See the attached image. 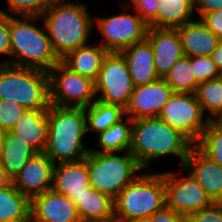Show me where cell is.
<instances>
[{
	"instance_id": "42",
	"label": "cell",
	"mask_w": 222,
	"mask_h": 222,
	"mask_svg": "<svg viewBox=\"0 0 222 222\" xmlns=\"http://www.w3.org/2000/svg\"><path fill=\"white\" fill-rule=\"evenodd\" d=\"M13 184V178L0 165V189L6 188Z\"/></svg>"
},
{
	"instance_id": "11",
	"label": "cell",
	"mask_w": 222,
	"mask_h": 222,
	"mask_svg": "<svg viewBox=\"0 0 222 222\" xmlns=\"http://www.w3.org/2000/svg\"><path fill=\"white\" fill-rule=\"evenodd\" d=\"M158 118L179 130L194 145L200 140L208 122L195 94L179 92L172 94Z\"/></svg>"
},
{
	"instance_id": "19",
	"label": "cell",
	"mask_w": 222,
	"mask_h": 222,
	"mask_svg": "<svg viewBox=\"0 0 222 222\" xmlns=\"http://www.w3.org/2000/svg\"><path fill=\"white\" fill-rule=\"evenodd\" d=\"M30 145L37 153L44 152L48 143V109H26L10 131Z\"/></svg>"
},
{
	"instance_id": "18",
	"label": "cell",
	"mask_w": 222,
	"mask_h": 222,
	"mask_svg": "<svg viewBox=\"0 0 222 222\" xmlns=\"http://www.w3.org/2000/svg\"><path fill=\"white\" fill-rule=\"evenodd\" d=\"M90 187L87 155L79 161L55 164L52 184L54 191L68 196L76 204Z\"/></svg>"
},
{
	"instance_id": "20",
	"label": "cell",
	"mask_w": 222,
	"mask_h": 222,
	"mask_svg": "<svg viewBox=\"0 0 222 222\" xmlns=\"http://www.w3.org/2000/svg\"><path fill=\"white\" fill-rule=\"evenodd\" d=\"M134 87L159 79L155 71L154 53L150 42L145 39L122 49Z\"/></svg>"
},
{
	"instance_id": "33",
	"label": "cell",
	"mask_w": 222,
	"mask_h": 222,
	"mask_svg": "<svg viewBox=\"0 0 222 222\" xmlns=\"http://www.w3.org/2000/svg\"><path fill=\"white\" fill-rule=\"evenodd\" d=\"M191 65L194 70V76L198 83L208 80H214L221 77V71L213 62L211 56L191 57Z\"/></svg>"
},
{
	"instance_id": "12",
	"label": "cell",
	"mask_w": 222,
	"mask_h": 222,
	"mask_svg": "<svg viewBox=\"0 0 222 222\" xmlns=\"http://www.w3.org/2000/svg\"><path fill=\"white\" fill-rule=\"evenodd\" d=\"M181 171L184 173L183 167L179 171L164 172L166 206L188 217L191 213L206 208L213 202L190 173L188 176H183L180 175Z\"/></svg>"
},
{
	"instance_id": "35",
	"label": "cell",
	"mask_w": 222,
	"mask_h": 222,
	"mask_svg": "<svg viewBox=\"0 0 222 222\" xmlns=\"http://www.w3.org/2000/svg\"><path fill=\"white\" fill-rule=\"evenodd\" d=\"M121 5L124 0H121ZM126 1V0H125ZM133 3L135 12L146 22L149 27H156L158 0H128Z\"/></svg>"
},
{
	"instance_id": "30",
	"label": "cell",
	"mask_w": 222,
	"mask_h": 222,
	"mask_svg": "<svg viewBox=\"0 0 222 222\" xmlns=\"http://www.w3.org/2000/svg\"><path fill=\"white\" fill-rule=\"evenodd\" d=\"M173 92L195 94L199 83L194 76L191 57L183 55L163 78Z\"/></svg>"
},
{
	"instance_id": "16",
	"label": "cell",
	"mask_w": 222,
	"mask_h": 222,
	"mask_svg": "<svg viewBox=\"0 0 222 222\" xmlns=\"http://www.w3.org/2000/svg\"><path fill=\"white\" fill-rule=\"evenodd\" d=\"M183 171H189L213 203H222V166L206 156L196 145L190 148Z\"/></svg>"
},
{
	"instance_id": "7",
	"label": "cell",
	"mask_w": 222,
	"mask_h": 222,
	"mask_svg": "<svg viewBox=\"0 0 222 222\" xmlns=\"http://www.w3.org/2000/svg\"><path fill=\"white\" fill-rule=\"evenodd\" d=\"M89 184L99 192L114 199L121 190L142 172L135 157L128 151L125 155L118 152L87 154ZM138 172V173H137Z\"/></svg>"
},
{
	"instance_id": "46",
	"label": "cell",
	"mask_w": 222,
	"mask_h": 222,
	"mask_svg": "<svg viewBox=\"0 0 222 222\" xmlns=\"http://www.w3.org/2000/svg\"><path fill=\"white\" fill-rule=\"evenodd\" d=\"M96 222H117L115 219L108 220V221H96Z\"/></svg>"
},
{
	"instance_id": "41",
	"label": "cell",
	"mask_w": 222,
	"mask_h": 222,
	"mask_svg": "<svg viewBox=\"0 0 222 222\" xmlns=\"http://www.w3.org/2000/svg\"><path fill=\"white\" fill-rule=\"evenodd\" d=\"M211 58L222 73V40L218 44L217 48L212 52Z\"/></svg>"
},
{
	"instance_id": "22",
	"label": "cell",
	"mask_w": 222,
	"mask_h": 222,
	"mask_svg": "<svg viewBox=\"0 0 222 222\" xmlns=\"http://www.w3.org/2000/svg\"><path fill=\"white\" fill-rule=\"evenodd\" d=\"M107 50L97 45L89 44L69 52L61 61L73 72L95 81L102 67Z\"/></svg>"
},
{
	"instance_id": "43",
	"label": "cell",
	"mask_w": 222,
	"mask_h": 222,
	"mask_svg": "<svg viewBox=\"0 0 222 222\" xmlns=\"http://www.w3.org/2000/svg\"><path fill=\"white\" fill-rule=\"evenodd\" d=\"M4 136H5V132L2 129H0V150L2 147Z\"/></svg>"
},
{
	"instance_id": "24",
	"label": "cell",
	"mask_w": 222,
	"mask_h": 222,
	"mask_svg": "<svg viewBox=\"0 0 222 222\" xmlns=\"http://www.w3.org/2000/svg\"><path fill=\"white\" fill-rule=\"evenodd\" d=\"M37 152L21 138L6 132L0 150V165L14 178Z\"/></svg>"
},
{
	"instance_id": "26",
	"label": "cell",
	"mask_w": 222,
	"mask_h": 222,
	"mask_svg": "<svg viewBox=\"0 0 222 222\" xmlns=\"http://www.w3.org/2000/svg\"><path fill=\"white\" fill-rule=\"evenodd\" d=\"M193 0H158L156 28H177L194 20Z\"/></svg>"
},
{
	"instance_id": "37",
	"label": "cell",
	"mask_w": 222,
	"mask_h": 222,
	"mask_svg": "<svg viewBox=\"0 0 222 222\" xmlns=\"http://www.w3.org/2000/svg\"><path fill=\"white\" fill-rule=\"evenodd\" d=\"M0 54L11 57L10 14L0 9Z\"/></svg>"
},
{
	"instance_id": "38",
	"label": "cell",
	"mask_w": 222,
	"mask_h": 222,
	"mask_svg": "<svg viewBox=\"0 0 222 222\" xmlns=\"http://www.w3.org/2000/svg\"><path fill=\"white\" fill-rule=\"evenodd\" d=\"M150 222H188L187 217L174 212L168 206L157 210L150 218Z\"/></svg>"
},
{
	"instance_id": "39",
	"label": "cell",
	"mask_w": 222,
	"mask_h": 222,
	"mask_svg": "<svg viewBox=\"0 0 222 222\" xmlns=\"http://www.w3.org/2000/svg\"><path fill=\"white\" fill-rule=\"evenodd\" d=\"M201 21L213 34L222 40V10L203 15Z\"/></svg>"
},
{
	"instance_id": "14",
	"label": "cell",
	"mask_w": 222,
	"mask_h": 222,
	"mask_svg": "<svg viewBox=\"0 0 222 222\" xmlns=\"http://www.w3.org/2000/svg\"><path fill=\"white\" fill-rule=\"evenodd\" d=\"M54 166L53 161L44 152H38L13 178V185L31 200L52 189Z\"/></svg>"
},
{
	"instance_id": "44",
	"label": "cell",
	"mask_w": 222,
	"mask_h": 222,
	"mask_svg": "<svg viewBox=\"0 0 222 222\" xmlns=\"http://www.w3.org/2000/svg\"><path fill=\"white\" fill-rule=\"evenodd\" d=\"M117 222H150V221L149 219H139V220L117 221Z\"/></svg>"
},
{
	"instance_id": "27",
	"label": "cell",
	"mask_w": 222,
	"mask_h": 222,
	"mask_svg": "<svg viewBox=\"0 0 222 222\" xmlns=\"http://www.w3.org/2000/svg\"><path fill=\"white\" fill-rule=\"evenodd\" d=\"M84 109L87 133L93 131L99 134L126 117L123 107L103 103L97 99Z\"/></svg>"
},
{
	"instance_id": "31",
	"label": "cell",
	"mask_w": 222,
	"mask_h": 222,
	"mask_svg": "<svg viewBox=\"0 0 222 222\" xmlns=\"http://www.w3.org/2000/svg\"><path fill=\"white\" fill-rule=\"evenodd\" d=\"M195 145L222 166V118L208 120L200 140Z\"/></svg>"
},
{
	"instance_id": "9",
	"label": "cell",
	"mask_w": 222,
	"mask_h": 222,
	"mask_svg": "<svg viewBox=\"0 0 222 222\" xmlns=\"http://www.w3.org/2000/svg\"><path fill=\"white\" fill-rule=\"evenodd\" d=\"M94 83L97 100L126 109L134 85L121 52H107Z\"/></svg>"
},
{
	"instance_id": "10",
	"label": "cell",
	"mask_w": 222,
	"mask_h": 222,
	"mask_svg": "<svg viewBox=\"0 0 222 222\" xmlns=\"http://www.w3.org/2000/svg\"><path fill=\"white\" fill-rule=\"evenodd\" d=\"M126 8L120 14L94 18V26L103 34L99 45L108 52H120L147 38L149 26L137 13H128Z\"/></svg>"
},
{
	"instance_id": "34",
	"label": "cell",
	"mask_w": 222,
	"mask_h": 222,
	"mask_svg": "<svg viewBox=\"0 0 222 222\" xmlns=\"http://www.w3.org/2000/svg\"><path fill=\"white\" fill-rule=\"evenodd\" d=\"M25 110V107L13 101L0 99V129L5 133L10 132Z\"/></svg>"
},
{
	"instance_id": "3",
	"label": "cell",
	"mask_w": 222,
	"mask_h": 222,
	"mask_svg": "<svg viewBox=\"0 0 222 222\" xmlns=\"http://www.w3.org/2000/svg\"><path fill=\"white\" fill-rule=\"evenodd\" d=\"M48 123V143L44 153L54 164L86 158L90 148L83 145L87 134L84 108L50 104Z\"/></svg>"
},
{
	"instance_id": "29",
	"label": "cell",
	"mask_w": 222,
	"mask_h": 222,
	"mask_svg": "<svg viewBox=\"0 0 222 222\" xmlns=\"http://www.w3.org/2000/svg\"><path fill=\"white\" fill-rule=\"evenodd\" d=\"M195 96L208 120L222 118V77L199 83Z\"/></svg>"
},
{
	"instance_id": "25",
	"label": "cell",
	"mask_w": 222,
	"mask_h": 222,
	"mask_svg": "<svg viewBox=\"0 0 222 222\" xmlns=\"http://www.w3.org/2000/svg\"><path fill=\"white\" fill-rule=\"evenodd\" d=\"M132 125L133 120L126 116L125 119L97 134L100 149L90 148L89 151L98 153L128 152L131 147Z\"/></svg>"
},
{
	"instance_id": "45",
	"label": "cell",
	"mask_w": 222,
	"mask_h": 222,
	"mask_svg": "<svg viewBox=\"0 0 222 222\" xmlns=\"http://www.w3.org/2000/svg\"><path fill=\"white\" fill-rule=\"evenodd\" d=\"M5 222H32L31 219H18L14 221H5Z\"/></svg>"
},
{
	"instance_id": "6",
	"label": "cell",
	"mask_w": 222,
	"mask_h": 222,
	"mask_svg": "<svg viewBox=\"0 0 222 222\" xmlns=\"http://www.w3.org/2000/svg\"><path fill=\"white\" fill-rule=\"evenodd\" d=\"M0 99L26 109L46 110L50 106L48 72L10 64H0Z\"/></svg>"
},
{
	"instance_id": "5",
	"label": "cell",
	"mask_w": 222,
	"mask_h": 222,
	"mask_svg": "<svg viewBox=\"0 0 222 222\" xmlns=\"http://www.w3.org/2000/svg\"><path fill=\"white\" fill-rule=\"evenodd\" d=\"M138 174L113 199L114 219H149L166 205L164 172Z\"/></svg>"
},
{
	"instance_id": "8",
	"label": "cell",
	"mask_w": 222,
	"mask_h": 222,
	"mask_svg": "<svg viewBox=\"0 0 222 222\" xmlns=\"http://www.w3.org/2000/svg\"><path fill=\"white\" fill-rule=\"evenodd\" d=\"M48 76L51 105L86 108L97 99L94 81L73 72L61 60Z\"/></svg>"
},
{
	"instance_id": "36",
	"label": "cell",
	"mask_w": 222,
	"mask_h": 222,
	"mask_svg": "<svg viewBox=\"0 0 222 222\" xmlns=\"http://www.w3.org/2000/svg\"><path fill=\"white\" fill-rule=\"evenodd\" d=\"M188 222H222V203H212L210 206L191 213Z\"/></svg>"
},
{
	"instance_id": "40",
	"label": "cell",
	"mask_w": 222,
	"mask_h": 222,
	"mask_svg": "<svg viewBox=\"0 0 222 222\" xmlns=\"http://www.w3.org/2000/svg\"><path fill=\"white\" fill-rule=\"evenodd\" d=\"M193 9L200 13V19L203 15L222 10V0H193Z\"/></svg>"
},
{
	"instance_id": "4",
	"label": "cell",
	"mask_w": 222,
	"mask_h": 222,
	"mask_svg": "<svg viewBox=\"0 0 222 222\" xmlns=\"http://www.w3.org/2000/svg\"><path fill=\"white\" fill-rule=\"evenodd\" d=\"M21 17V19L19 18ZM41 16L10 15L11 56L6 62L18 67L49 71L60 59L55 54L44 23L36 25ZM35 23V24H34Z\"/></svg>"
},
{
	"instance_id": "28",
	"label": "cell",
	"mask_w": 222,
	"mask_h": 222,
	"mask_svg": "<svg viewBox=\"0 0 222 222\" xmlns=\"http://www.w3.org/2000/svg\"><path fill=\"white\" fill-rule=\"evenodd\" d=\"M31 200L13 184L0 189V222L31 219Z\"/></svg>"
},
{
	"instance_id": "23",
	"label": "cell",
	"mask_w": 222,
	"mask_h": 222,
	"mask_svg": "<svg viewBox=\"0 0 222 222\" xmlns=\"http://www.w3.org/2000/svg\"><path fill=\"white\" fill-rule=\"evenodd\" d=\"M81 222L108 221L114 219L113 199L90 187L75 204Z\"/></svg>"
},
{
	"instance_id": "32",
	"label": "cell",
	"mask_w": 222,
	"mask_h": 222,
	"mask_svg": "<svg viewBox=\"0 0 222 222\" xmlns=\"http://www.w3.org/2000/svg\"><path fill=\"white\" fill-rule=\"evenodd\" d=\"M54 0H6L12 16H41Z\"/></svg>"
},
{
	"instance_id": "1",
	"label": "cell",
	"mask_w": 222,
	"mask_h": 222,
	"mask_svg": "<svg viewBox=\"0 0 222 222\" xmlns=\"http://www.w3.org/2000/svg\"><path fill=\"white\" fill-rule=\"evenodd\" d=\"M194 144L179 130L172 128L158 117L134 119L129 152L144 171L151 160L175 155L183 167Z\"/></svg>"
},
{
	"instance_id": "2",
	"label": "cell",
	"mask_w": 222,
	"mask_h": 222,
	"mask_svg": "<svg viewBox=\"0 0 222 222\" xmlns=\"http://www.w3.org/2000/svg\"><path fill=\"white\" fill-rule=\"evenodd\" d=\"M54 0L41 15L53 50L61 60L69 52L89 44L94 19L85 3ZM92 30V31H91Z\"/></svg>"
},
{
	"instance_id": "13",
	"label": "cell",
	"mask_w": 222,
	"mask_h": 222,
	"mask_svg": "<svg viewBox=\"0 0 222 222\" xmlns=\"http://www.w3.org/2000/svg\"><path fill=\"white\" fill-rule=\"evenodd\" d=\"M173 93L163 78L136 86L125 109L126 116L132 120L158 117L162 107L169 101Z\"/></svg>"
},
{
	"instance_id": "15",
	"label": "cell",
	"mask_w": 222,
	"mask_h": 222,
	"mask_svg": "<svg viewBox=\"0 0 222 222\" xmlns=\"http://www.w3.org/2000/svg\"><path fill=\"white\" fill-rule=\"evenodd\" d=\"M30 215L32 222H81L75 203L53 189L31 199Z\"/></svg>"
},
{
	"instance_id": "21",
	"label": "cell",
	"mask_w": 222,
	"mask_h": 222,
	"mask_svg": "<svg viewBox=\"0 0 222 222\" xmlns=\"http://www.w3.org/2000/svg\"><path fill=\"white\" fill-rule=\"evenodd\" d=\"M176 29L179 33L182 51L185 56H211L221 41L206 27L201 19L194 18V20Z\"/></svg>"
},
{
	"instance_id": "17",
	"label": "cell",
	"mask_w": 222,
	"mask_h": 222,
	"mask_svg": "<svg viewBox=\"0 0 222 222\" xmlns=\"http://www.w3.org/2000/svg\"><path fill=\"white\" fill-rule=\"evenodd\" d=\"M153 49L155 71L164 78L174 64L184 55L176 28L149 27L146 38Z\"/></svg>"
}]
</instances>
